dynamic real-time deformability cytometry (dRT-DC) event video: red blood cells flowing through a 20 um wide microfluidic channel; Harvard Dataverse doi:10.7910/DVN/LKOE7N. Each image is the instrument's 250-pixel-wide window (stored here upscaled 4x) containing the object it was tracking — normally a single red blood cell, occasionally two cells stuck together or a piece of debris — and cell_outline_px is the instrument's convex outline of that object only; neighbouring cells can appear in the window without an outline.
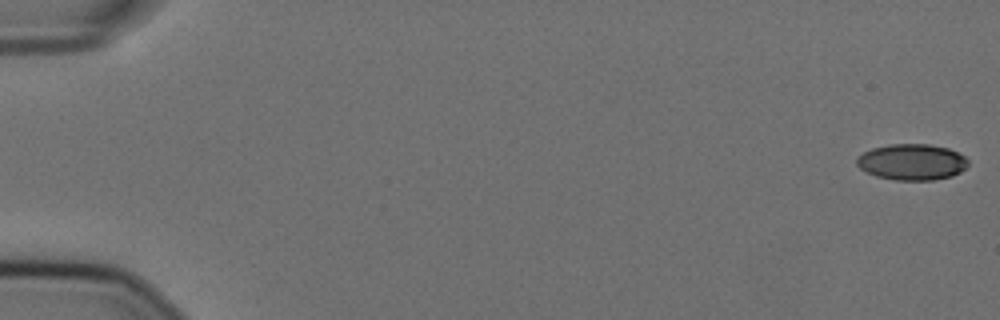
{"species": "Egyptian fruit bat (a non-hibernating species)", "species_latin": "Rousettus aegyptiacus", "temperature_condition": "cold", "stored_images_in_passage": 21, "camera_frame_rate_fps": 3000, "um_per_image_px": 0.085, "animal": {"sex": "female"}, "frame": {"image": 1, "passage_image": 1, "time_ms": 0.0, "image_size_px": [1000, 320], "cell_outline_px": [[968, 164], [960, 172], [952, 176], [932, 180], [896, 180], [876, 176], [860, 168], [856, 164], [856, 156], [872, 148], [888, 144], [928, 144], [948, 148], [964, 156], [968, 160]], "centroid_in_image_um": [77.49, 13.76], "position_along_channel_um": 7.5, "area_um2": 23.41}}
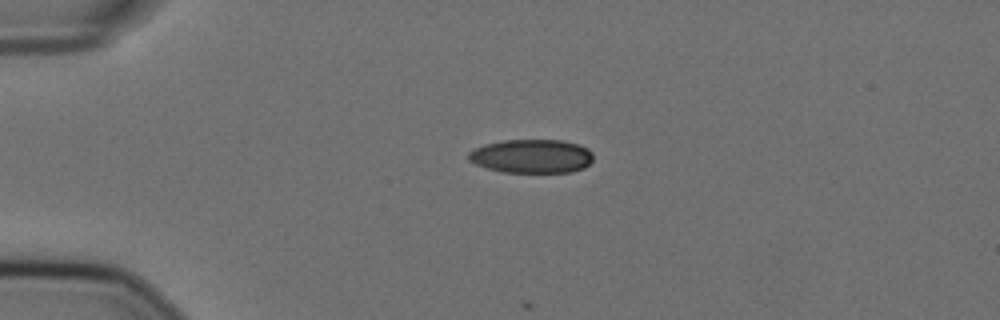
{"frame": {"image": 2, "passage_image": 14, "time_ms": 4.333, "image_size_px": [1000, 320], "cell_outline_px": [[592, 160], [584, 168], [572, 172], [504, 172], [488, 168], [476, 164], [468, 160], [468, 152], [484, 144], [504, 140], [564, 140], [588, 148], [592, 152]], "centroid_in_image_um": [45.2, 13.27], "position_along_channel_um": 39.8, "area_um2": 24.51}}
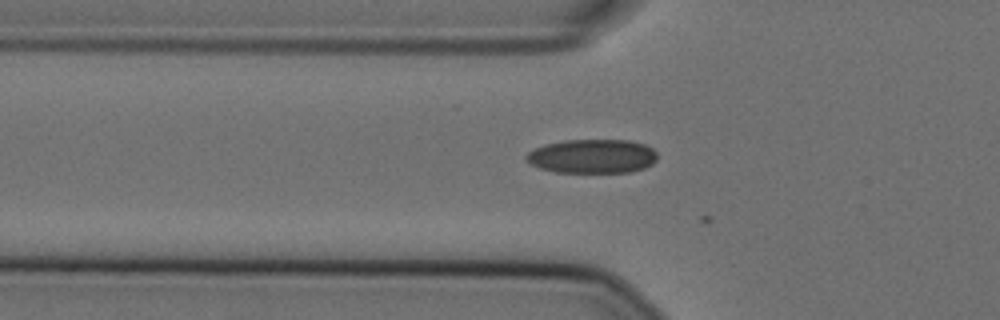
{"frame": {"image": 3, "passage_image": 20, "time_ms": 6.333, "image_size_px": [1000, 320], "cell_outline_px": [[656, 160], [652, 164], [644, 168], [628, 172], [556, 172], [540, 168], [524, 160], [524, 156], [528, 152], [544, 144], [564, 140], [628, 140], [644, 144], [652, 148], [656, 152]], "centroid_in_image_um": [50.33, 13.27], "position_along_channel_um": 75.5, "area_um2": 26.01}}